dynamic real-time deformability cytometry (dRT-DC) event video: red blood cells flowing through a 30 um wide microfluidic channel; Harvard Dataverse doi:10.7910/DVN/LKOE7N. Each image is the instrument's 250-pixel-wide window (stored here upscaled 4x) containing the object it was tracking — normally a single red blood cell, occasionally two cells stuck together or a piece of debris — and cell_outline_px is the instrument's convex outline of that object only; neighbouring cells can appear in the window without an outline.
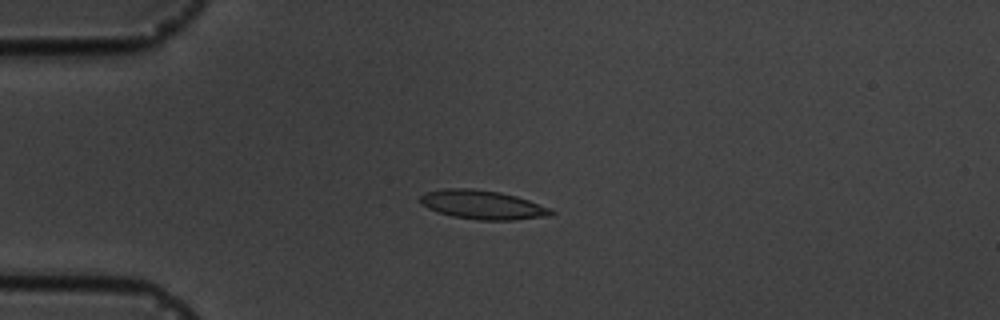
{"species": "common noctule bat (a hibernating species)", "species_latin": "Nyctalus noctula", "temperature_condition": "cold", "stored_images_in_passage": 6, "camera_frame_rate_fps": 3000, "um_per_image_px": 0.085, "animal": {"sex": "male", "body_mass_g": 19.5, "forearm_length_mm": 54.6}, "frame": {"image": 1, "passage_image": 3, "time_ms": 2.333, "image_size_px": [1000, 320], "cell_outline_px": [[556, 212], [552, 216], [516, 220], [480, 220], [452, 216], [436, 212], [420, 204], [420, 196], [428, 192], [444, 188], [472, 188], [500, 192], [516, 196], [528, 200], [548, 208]], "centroid_in_image_um": [41.01, 17.41], "position_along_channel_um": 44.0, "area_um2": 22.14}}
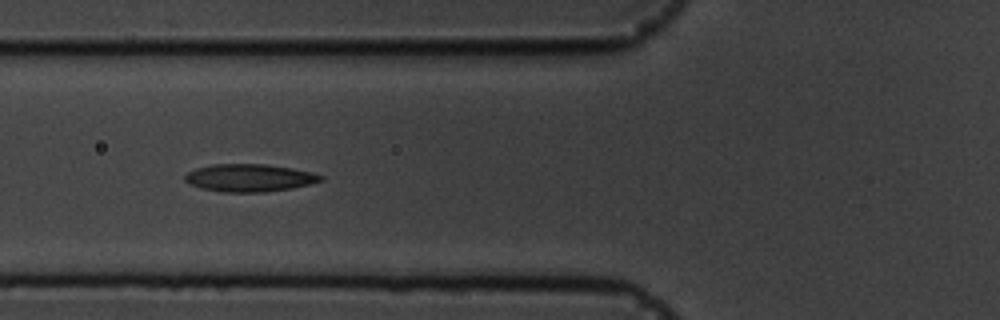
{"frame": {"image": 2, "passage_image": 5, "time_ms": 4.667, "image_size_px": [1000, 320], "cell_outline_px": [[324, 180], [312, 184], [292, 188], [264, 192], [220, 192], [200, 188], [184, 180], [184, 176], [188, 172], [196, 168], [212, 164], [264, 164], [312, 172], [324, 176]], "centroid_in_image_um": [21.21, 15.12], "position_along_channel_um": 104.6, "area_um2": 21.85}}
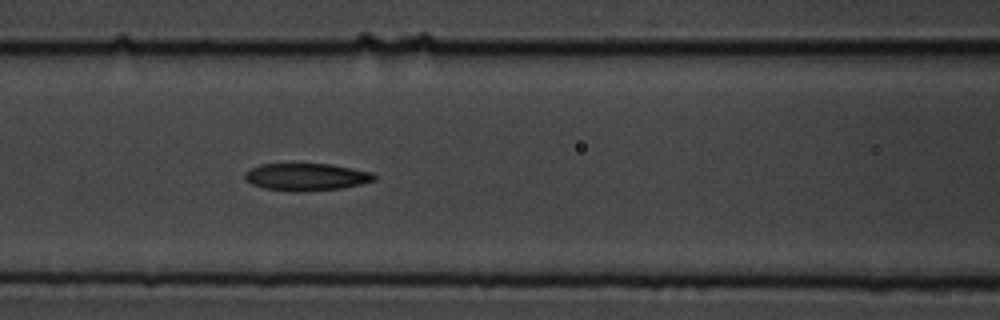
{"frame": {"image": 3, "passage_image": 6, "time_ms": 5.667, "image_size_px": [1000, 320], "cell_outline_px": [[376, 180], [344, 188], [300, 192], [288, 192], [264, 188], [252, 184], [244, 180], [244, 172], [260, 164], [328, 164], [352, 168], [372, 172], [376, 176]], "centroid_in_image_um": [26.02, 15.05], "position_along_channel_um": 140.6, "area_um2": 20.81}}